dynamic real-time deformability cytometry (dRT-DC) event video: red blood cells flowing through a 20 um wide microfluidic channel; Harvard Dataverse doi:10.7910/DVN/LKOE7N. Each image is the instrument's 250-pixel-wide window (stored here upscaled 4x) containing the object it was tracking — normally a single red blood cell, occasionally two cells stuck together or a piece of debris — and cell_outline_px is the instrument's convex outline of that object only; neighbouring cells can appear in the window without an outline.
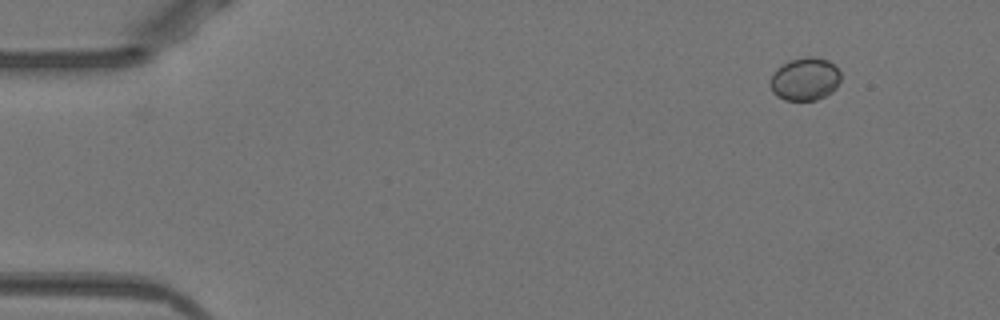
{"species": "Egyptian fruit bat (a non-hibernating species)", "species_latin": "Rousettus aegyptiacus", "temperature_condition": "warm", "stored_images_in_passage": 48, "camera_frame_rate_fps": 3000, "um_per_image_px": 0.085, "animal": {"sex": "female"}, "frame": {"image": 1, "passage_image": 1, "time_ms": 0.0, "image_size_px": [1000, 320], "cell_outline_px": [[840, 80], [836, 88], [832, 92], [816, 100], [784, 100], [776, 96], [772, 92], [772, 76], [776, 68], [788, 60], [808, 56], [816, 56], [828, 60], [840, 72]], "centroid_in_image_um": [68.43, 6.71], "position_along_channel_um": 16.6, "area_um2": 17.63}}
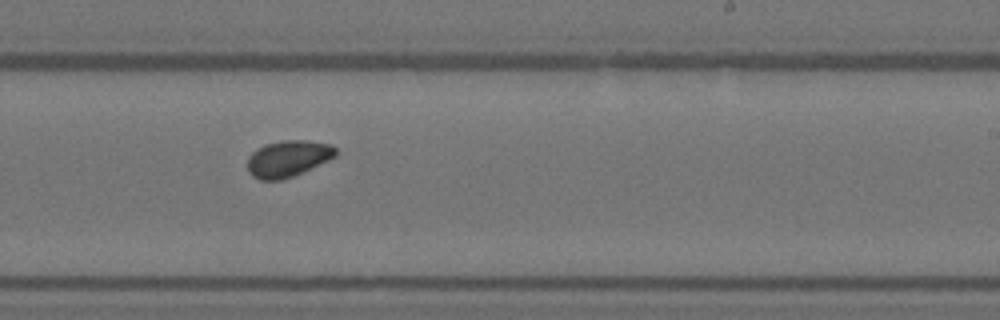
{"frame": {"image": 2, "passage_image": 28, "time_ms": 9.0, "image_size_px": [1000, 320], "cell_outline_px": [[336, 156], [328, 160], [284, 180], [260, 180], [252, 176], [248, 172], [248, 156], [256, 148], [264, 144], [284, 140], [304, 140], [332, 144], [336, 148]], "centroid_in_image_um": [24.45, 13.48], "position_along_channel_um": 264.5, "area_um2": 18.79}}
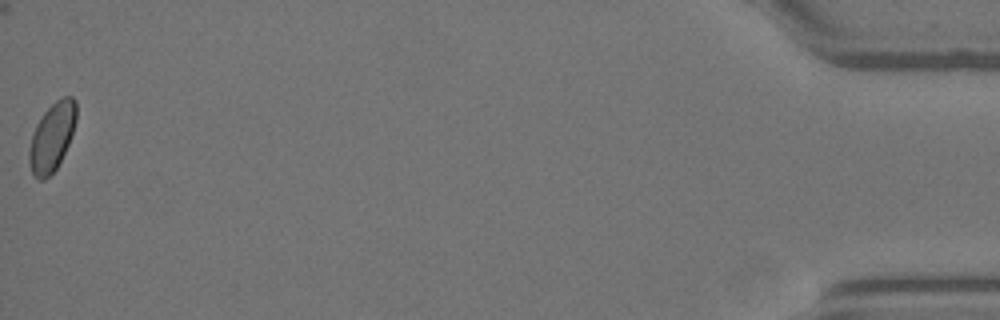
{"frame": {"image": 3, "passage_image": 48, "time_ms": 15.667, "image_size_px": [1000, 320], "cell_outline_px": [[76, 120], [68, 144], [56, 168], [44, 180], [40, 180], [32, 172], [28, 160], [28, 152], [32, 132], [36, 124], [44, 112], [56, 100], [64, 96], [72, 96], [76, 100]], "centroid_in_image_um": [4.4, 11.61], "position_along_channel_um": 430.8, "area_um2": 18.55}, "authors_computed_cell_mechanics": {"area_um2": 18.2359, "velocity_mm_per_s": 3.9317, "shape_relaxation_time_tau1_ms": null, "shape_relaxation_time_tau2_ms": 8.6824, "deformation_change_tau1": null, "deformation_change_tau2": 0.0949}}